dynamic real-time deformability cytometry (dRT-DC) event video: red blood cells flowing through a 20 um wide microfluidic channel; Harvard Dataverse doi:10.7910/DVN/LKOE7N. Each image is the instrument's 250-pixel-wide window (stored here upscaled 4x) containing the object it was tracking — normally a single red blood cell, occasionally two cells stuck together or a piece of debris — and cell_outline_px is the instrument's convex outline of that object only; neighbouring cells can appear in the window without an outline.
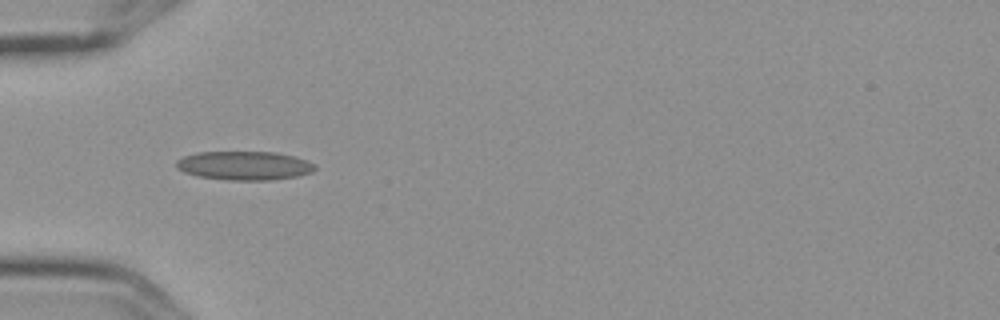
{"species": "Egyptian fruit bat (a non-hibernating species)", "species_latin": "Rousettus aegyptiacus", "temperature_condition": "cold", "stored_images_in_passage": 7, "camera_frame_rate_fps": 3000, "um_per_image_px": 0.085, "frame": {"image": 1, "passage_image": 2, "time_ms": 0.333, "image_size_px": [1000, 320], "cell_outline_px": [[316, 168], [312, 172], [296, 176], [268, 180], [228, 180], [200, 176], [184, 172], [176, 168], [176, 160], [184, 156], [196, 152], [276, 152], [296, 156], [316, 164]], "centroid_in_image_um": [20.78, 14.07], "position_along_channel_um": 64.2, "area_um2": 23.29}}
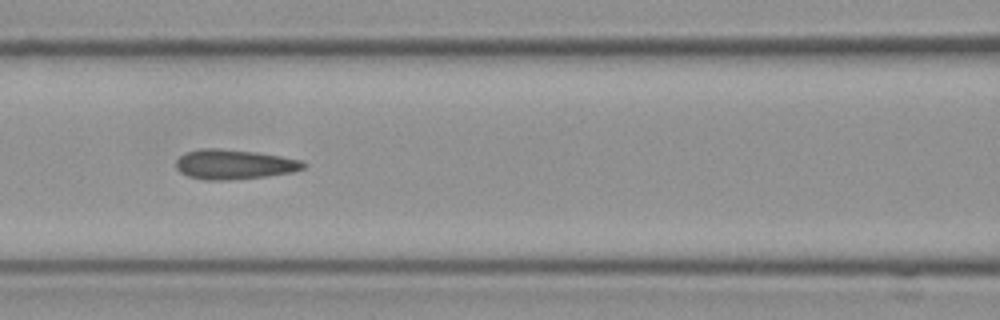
{"frame": {"image": 2, "passage_image": 4, "time_ms": 1.0, "image_size_px": [1000, 320], "cell_outline_px": [[308, 164], [304, 168], [292, 172], [268, 176], [224, 180], [208, 180], [188, 176], [180, 172], [176, 168], [176, 160], [180, 156], [188, 152], [200, 148], [220, 148], [256, 152], [280, 156], [300, 160]], "centroid_in_image_um": [19.9, 13.97], "position_along_channel_um": 146.7, "area_um2": 22.02}}
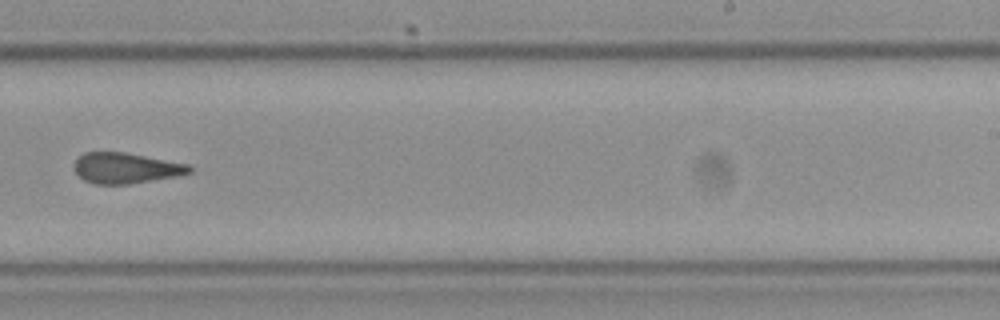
{"frame": {"image": 3, "passage_image": 7, "time_ms": 2.0, "image_size_px": [1000, 320], "cell_outline_px": [[192, 172], [180, 176], [128, 184], [96, 184], [84, 180], [72, 168], [72, 164], [84, 152], [124, 152], [188, 164], [192, 168]], "centroid_in_image_um": [10.69, 14.29], "position_along_channel_um": 278.3, "area_um2": 20.63}}